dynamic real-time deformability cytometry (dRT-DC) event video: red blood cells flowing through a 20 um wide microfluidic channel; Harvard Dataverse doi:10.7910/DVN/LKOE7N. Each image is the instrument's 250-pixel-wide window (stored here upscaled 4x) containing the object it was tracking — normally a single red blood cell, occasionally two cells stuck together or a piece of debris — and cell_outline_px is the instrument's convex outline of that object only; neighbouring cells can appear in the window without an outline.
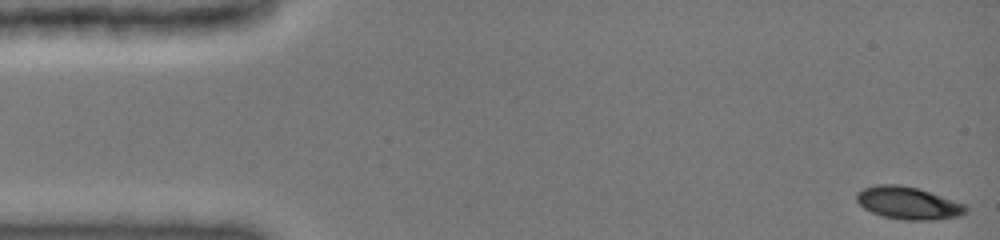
{"species": "common noctule bat (a hibernating species)", "species_latin": "Nyctalus noctula", "temperature_condition": "cold", "stored_images_in_passage": 18, "camera_frame_rate_fps": 3000, "um_per_image_px": 0.085, "animal": {"sex": "female", "body_mass_g": 19.0, "forearm_length_mm": 51.5}, "frame": {"image": 1, "passage_image": 1, "time_ms": 0.0, "image_size_px": [1000, 240], "cell_outline_px": [[968, 212], [960, 216], [932, 220], [904, 220], [884, 216], [872, 212], [864, 208], [856, 200], [856, 192], [864, 188], [876, 184], [900, 184], [916, 188], [964, 204], [968, 208]], "centroid_in_image_um": [77.18, 17.26], "position_along_channel_um": 7.8, "area_um2": 20.52}}
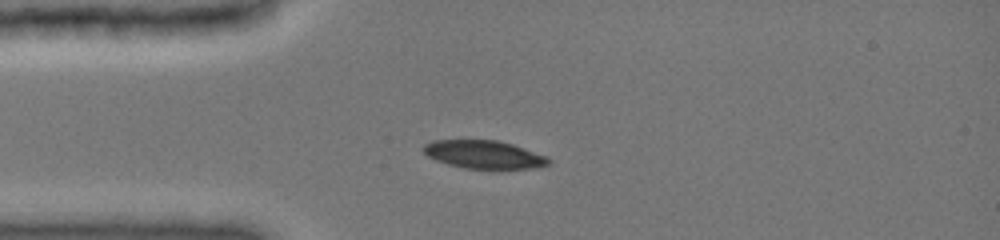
{"frame": {"image": 2, "passage_image": 16, "time_ms": 3.667, "image_size_px": [1000, 240], "cell_outline_px": [[552, 160], [548, 164], [536, 168], [464, 168], [448, 164], [436, 160], [428, 156], [424, 152], [424, 144], [432, 140], [496, 140], [512, 144], [548, 156]], "centroid_in_image_um": [41.15, 13.12], "position_along_channel_um": 43.8, "area_um2": 20.35}}